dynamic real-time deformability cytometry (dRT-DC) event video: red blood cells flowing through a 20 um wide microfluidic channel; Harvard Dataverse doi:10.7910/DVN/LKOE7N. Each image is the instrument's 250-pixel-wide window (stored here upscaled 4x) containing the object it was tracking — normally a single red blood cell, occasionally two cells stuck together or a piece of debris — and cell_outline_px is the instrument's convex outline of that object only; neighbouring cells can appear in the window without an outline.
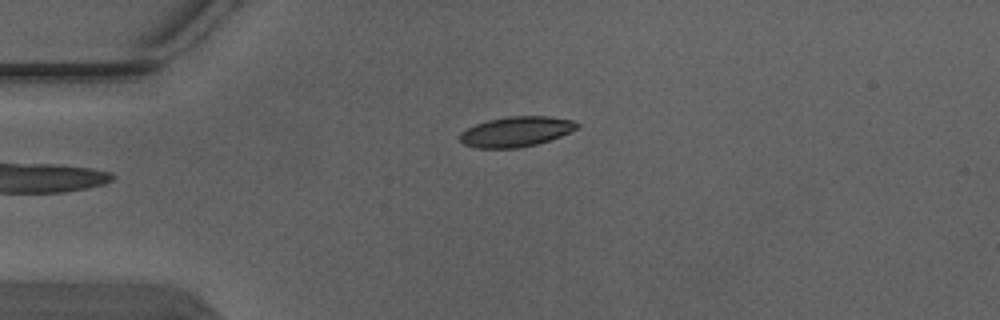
{"species": "Egyptian fruit bat (a non-hibernating species)", "species_latin": "Rousettus aegyptiacus", "temperature_condition": "warm", "stored_images_in_passage": 3, "camera_frame_rate_fps": 3000, "um_per_image_px": 0.085, "animal": {"sex": "male"}, "frame": {"image": 1, "passage_image": 3, "time_ms": 0.667, "image_size_px": [1000, 320], "cell_outline_px": [[580, 124], [576, 128], [560, 136], [536, 144], [520, 148], [476, 148], [464, 144], [460, 140], [460, 132], [476, 124], [488, 120], [508, 116], [548, 116], [572, 120]], "centroid_in_image_um": [43.84, 11.19], "position_along_channel_um": 41.2, "area_um2": 20.4}}